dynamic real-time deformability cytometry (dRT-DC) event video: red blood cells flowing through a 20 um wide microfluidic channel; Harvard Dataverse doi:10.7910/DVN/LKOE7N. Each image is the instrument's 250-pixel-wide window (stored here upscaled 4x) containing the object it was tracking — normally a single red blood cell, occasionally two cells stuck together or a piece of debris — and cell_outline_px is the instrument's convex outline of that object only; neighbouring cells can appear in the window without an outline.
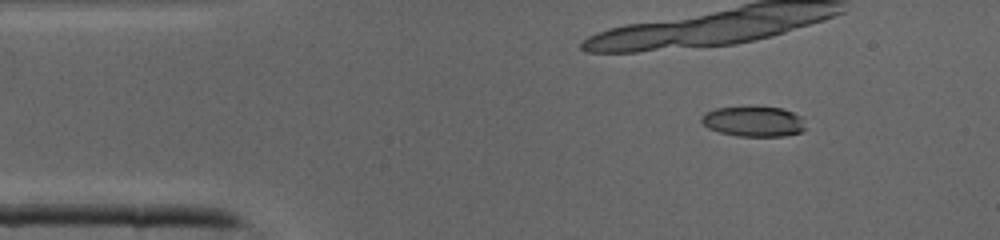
{"species": "common noctule bat (a hibernating species)", "species_latin": "Nyctalus noctula", "temperature_condition": "cold", "stored_images_in_passage": 28, "camera_frame_rate_fps": 3000, "um_per_image_px": 0.085, "animal": {"sex": "male", "body_mass_g": 19.0, "forearm_length_mm": 50.8}, "frame": {"image": 1, "passage_image": 5, "time_ms": 1.333, "image_size_px": [1000, 240], "cell_outline_px": [[804, 132], [784, 136], [736, 136], [720, 132], [708, 128], [700, 120], [700, 116], [716, 108], [784, 108], [800, 116], [804, 128]], "centroid_in_image_um": [64.05, 10.35], "position_along_channel_um": 20.9, "area_um2": 17.98}}